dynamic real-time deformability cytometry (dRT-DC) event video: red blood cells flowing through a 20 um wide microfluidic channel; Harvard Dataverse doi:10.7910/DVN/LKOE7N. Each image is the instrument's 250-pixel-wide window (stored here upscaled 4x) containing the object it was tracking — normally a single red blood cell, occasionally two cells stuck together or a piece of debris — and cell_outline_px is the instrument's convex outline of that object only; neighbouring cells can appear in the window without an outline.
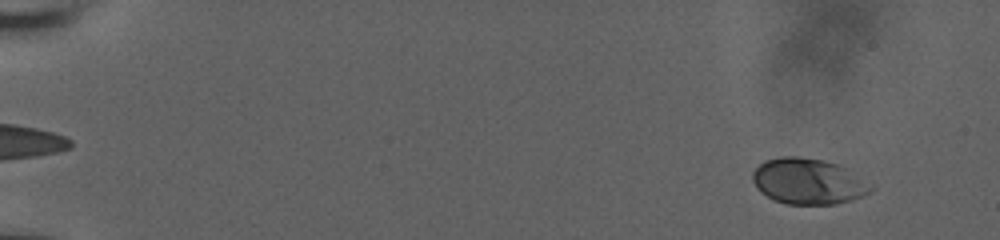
{"species": "human", "species_latin": "Homo sapiens", "temperature_condition": "room temperature", "stored_images_in_passage": 57, "camera_frame_rate_fps": 3000, "um_per_image_px": 0.085, "donor": {"sex": "male"}, "frame": {"image": 1, "passage_image": 5, "time_ms": 1.333, "image_size_px": [1000, 240], "cell_outline_px": [[876, 188], [860, 196], [836, 204], [784, 204], [772, 200], [760, 192], [756, 188], [752, 180], [752, 172], [764, 160], [780, 156], [796, 156], [824, 160], [836, 164], [844, 168], [872, 184]], "centroid_in_image_um": [68.63, 15.41], "position_along_channel_um": 16.4, "area_um2": 31.56}}
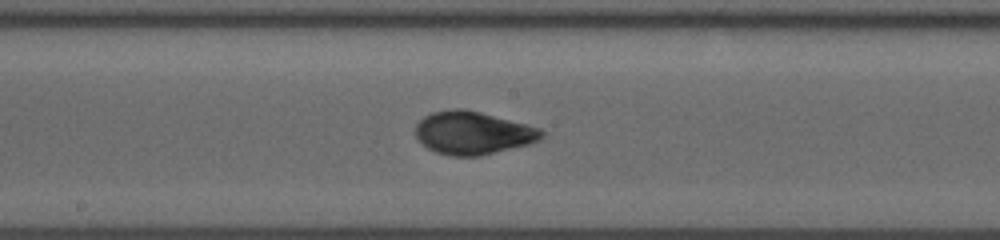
{"frame": {"image": 2, "passage_image": 33, "time_ms": 10.667, "image_size_px": [1000, 240], "cell_outline_px": [[544, 136], [540, 140], [532, 144], [480, 156], [452, 156], [436, 152], [428, 148], [416, 140], [416, 124], [424, 116], [432, 112], [456, 108], [464, 108], [528, 124], [540, 128], [544, 132]], "centroid_in_image_um": [40.22, 11.3], "position_along_channel_um": 208.0, "area_um2": 31.91}}
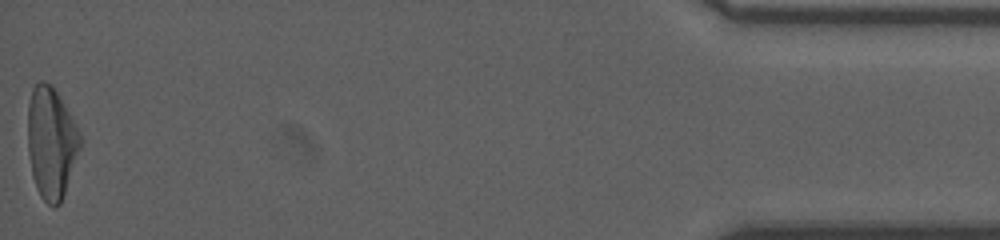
{"frame": {"image": 3, "passage_image": 57, "time_ms": 18.667, "image_size_px": [1000, 240], "cell_outline_px": [[80, 148], [60, 204], [56, 208], [52, 208], [40, 196], [36, 188], [32, 176], [28, 152], [28, 104], [32, 88], [40, 80], [44, 80], [52, 84], [76, 124], [80, 132]], "centroid_in_image_um": [4.34, 12.12], "position_along_channel_um": 430.9, "area_um2": 34.04}, "authors_computed_cell_mechanics": {"area_um2": 31.1542, "velocity_mm_per_s": 3.8479, "shape_relaxation_time_tau1_ms": 4.1092, "shape_relaxation_time_tau2_ms": 0.9295, "deformation_change_tau1": 0.1571, "deformation_change_tau2": 0.0413}}